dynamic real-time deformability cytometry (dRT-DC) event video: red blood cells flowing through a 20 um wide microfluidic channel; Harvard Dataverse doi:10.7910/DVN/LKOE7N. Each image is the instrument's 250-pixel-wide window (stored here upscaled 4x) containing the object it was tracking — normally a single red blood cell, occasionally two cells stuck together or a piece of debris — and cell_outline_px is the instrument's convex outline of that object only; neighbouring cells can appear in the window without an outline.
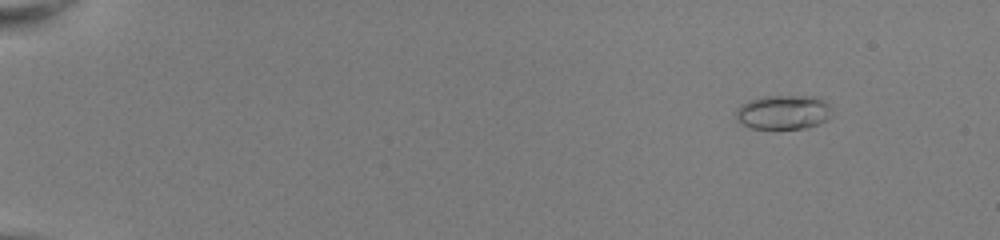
{"species": "common noctule bat (a hibernating species)", "species_latin": "Nyctalus noctula", "temperature_condition": "room temperature", "stored_images_in_passage": 48, "camera_frame_rate_fps": 3000, "um_per_image_px": 0.085, "animal": {"sex": "female", "body_mass_g": 22.0, "forearm_length_mm": 56.7}, "frame": {"image": 1, "passage_image": 2, "time_ms": 0.333, "image_size_px": [1000, 240], "cell_outline_px": [[832, 116], [828, 120], [804, 128], [748, 128], [740, 124], [736, 120], [736, 108], [740, 104], [764, 96], [820, 96], [832, 108]], "centroid_in_image_um": [66.6, 9.53], "position_along_channel_um": 18.4, "area_um2": 19.42}}
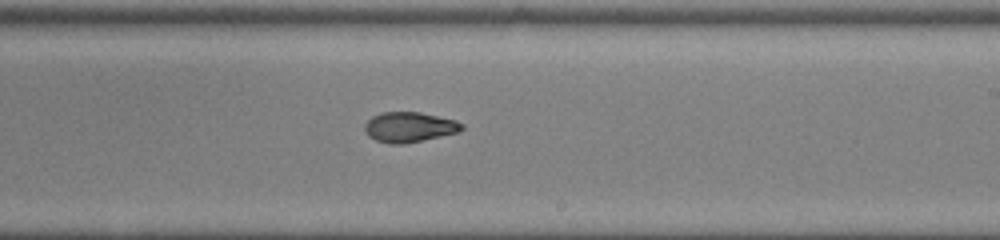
{"frame": {"image": 2, "passage_image": 30, "time_ms": 9.667, "image_size_px": [1000, 240], "cell_outline_px": [[464, 128], [456, 132], [440, 136], [404, 144], [388, 144], [376, 140], [368, 136], [364, 128], [364, 124], [372, 116], [380, 112], [420, 112], [456, 120], [464, 124]], "centroid_in_image_um": [34.76, 10.8], "position_along_channel_um": 254.2, "area_um2": 17.05}}
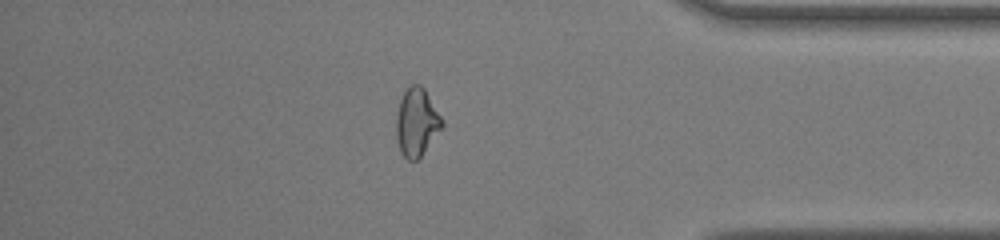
{"frame": {"image": 3, "passage_image": 42, "time_ms": 13.667, "image_size_px": [1000, 240], "cell_outline_px": [[444, 124], [420, 156], [416, 160], [408, 160], [400, 152], [396, 140], [396, 116], [400, 100], [404, 92], [412, 84], [420, 84], [424, 88], [440, 116]], "centroid_in_image_um": [35.38, 10.39], "position_along_channel_um": 399.8, "area_um2": 17.74}, "authors_computed_cell_mechanics": {"area_um2": 17.4267, "velocity_mm_per_s": 4.0638, "shape_relaxation_time_tau1_ms": 8.7296, "shape_relaxation_time_tau2_ms": 2.0121, "deformation_change_tau1": 0.275, "deformation_change_tau2": 0.0748}}